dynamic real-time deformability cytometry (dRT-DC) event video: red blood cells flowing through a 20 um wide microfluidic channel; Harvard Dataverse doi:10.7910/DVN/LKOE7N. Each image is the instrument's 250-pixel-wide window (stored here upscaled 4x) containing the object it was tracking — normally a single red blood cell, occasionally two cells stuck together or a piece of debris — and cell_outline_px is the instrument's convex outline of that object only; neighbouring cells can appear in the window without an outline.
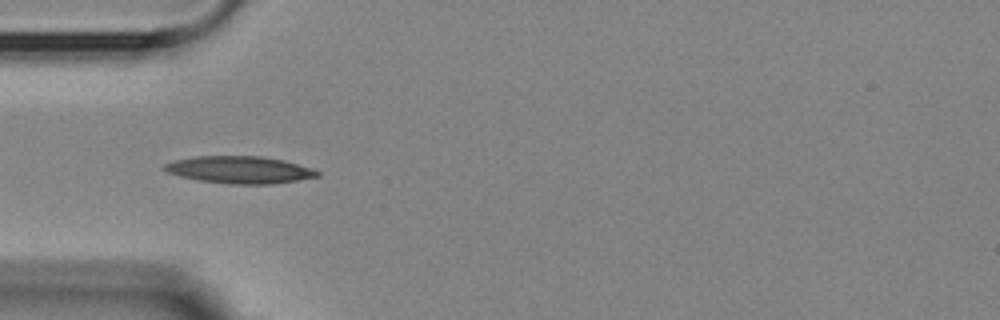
{"species": "Egyptian fruit bat (a non-hibernating species)", "species_latin": "Rousettus aegyptiacus", "temperature_condition": "room temperature", "stored_images_in_passage": 9, "camera_frame_rate_fps": 3000, "um_per_image_px": 0.085, "animal": {"sex": "female"}, "frame": {"image": 1, "passage_image": 4, "time_ms": 3.333, "image_size_px": [1000, 320], "cell_outline_px": [[320, 176], [272, 184], [228, 184], [196, 180], [180, 176], [168, 172], [160, 168], [164, 164], [176, 160], [196, 156], [260, 156], [284, 160], [312, 168], [320, 172]], "centroid_in_image_um": [20.35, 14.43], "position_along_channel_um": 64.6, "area_um2": 24.28}}
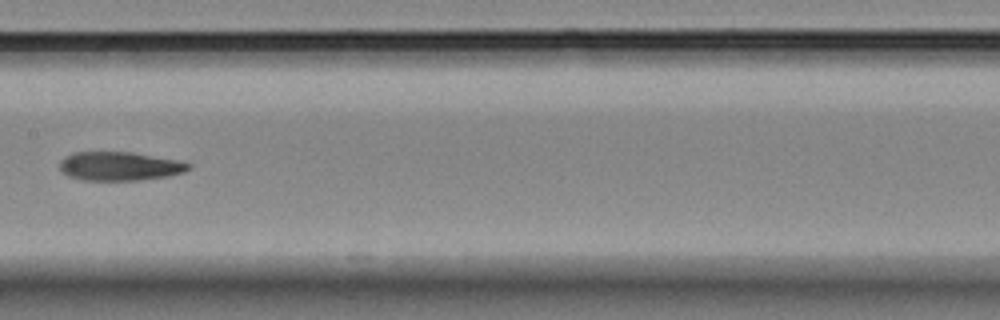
{"frame": {"image": 2, "passage_image": 7, "time_ms": 7.0, "image_size_px": [1000, 320], "cell_outline_px": [[192, 168], [184, 172], [168, 176], [140, 180], [80, 180], [68, 176], [60, 168], [60, 160], [64, 156], [72, 152], [132, 152], [176, 160], [192, 164]], "centroid_in_image_um": [10.16, 14.12], "position_along_channel_um": 197.2, "area_um2": 21.68}}
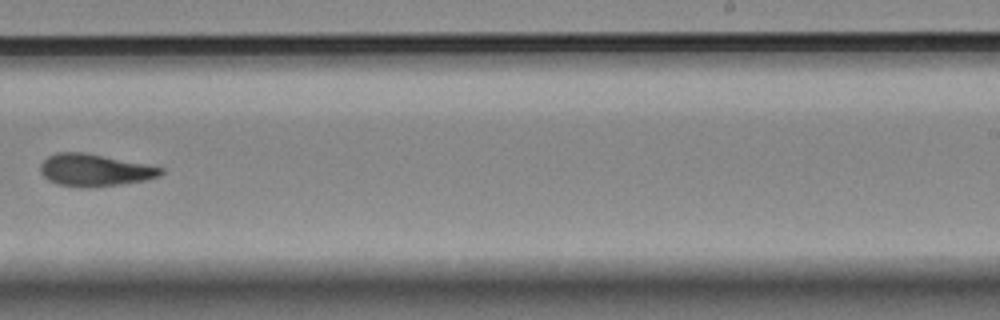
{"frame": {"image": 3, "passage_image": 9, "time_ms": 9.333, "image_size_px": [1000, 320], "cell_outline_px": [[164, 172], [160, 176], [144, 180], [120, 184], [80, 188], [76, 188], [56, 184], [48, 180], [40, 172], [40, 164], [48, 156], [56, 152], [80, 152], [144, 164], [164, 168]], "centroid_in_image_um": [7.99, 14.48], "position_along_channel_um": 281.0, "area_um2": 22.37}}